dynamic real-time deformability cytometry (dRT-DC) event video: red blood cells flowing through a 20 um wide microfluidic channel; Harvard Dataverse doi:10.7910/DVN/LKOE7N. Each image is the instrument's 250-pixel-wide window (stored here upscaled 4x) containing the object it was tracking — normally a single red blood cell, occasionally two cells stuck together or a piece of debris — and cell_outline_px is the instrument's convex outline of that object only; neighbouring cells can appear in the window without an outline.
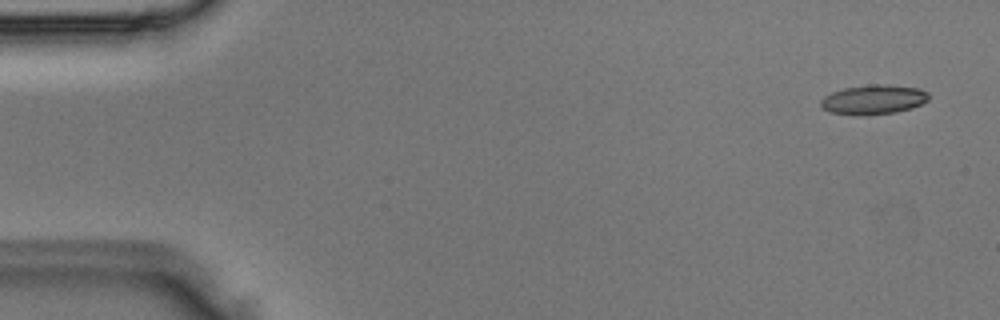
{"species": "Egyptian fruit bat (a non-hibernating species)", "species_latin": "Rousettus aegyptiacus", "temperature_condition": "room temperature", "stored_images_in_passage": 3, "camera_frame_rate_fps": 3000, "um_per_image_px": 0.085, "animal": {"sex": "male"}, "frame": {"image": 1, "passage_image": 1, "time_ms": 0.0, "image_size_px": [1000, 320], "cell_outline_px": [[928, 100], [912, 108], [896, 112], [856, 116], [828, 112], [820, 108], [820, 100], [824, 96], [832, 92], [844, 88], [872, 84], [888, 84], [920, 88], [928, 92]], "centroid_in_image_um": [74.21, 8.47], "position_along_channel_um": 10.8, "area_um2": 18.84}}